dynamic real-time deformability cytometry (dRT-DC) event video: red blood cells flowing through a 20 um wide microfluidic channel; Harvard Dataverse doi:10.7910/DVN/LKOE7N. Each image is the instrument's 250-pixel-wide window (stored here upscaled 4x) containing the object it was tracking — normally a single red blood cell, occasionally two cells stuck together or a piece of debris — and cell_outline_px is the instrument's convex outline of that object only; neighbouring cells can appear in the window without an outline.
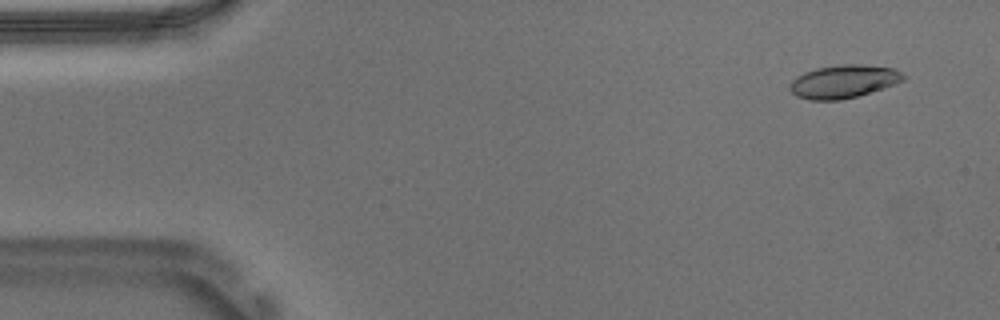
{"species": "Egyptian fruit bat (a non-hibernating species)", "species_latin": "Rousettus aegyptiacus", "temperature_condition": "warm", "stored_images_in_passage": 54, "camera_frame_rate_fps": 3000, "um_per_image_px": 0.085, "animal": {"sex": "male"}, "frame": {"image": 1, "passage_image": 4, "time_ms": 1.0, "image_size_px": [1000, 320], "cell_outline_px": [[908, 76], [904, 80], [856, 96], [840, 100], [808, 100], [796, 96], [788, 88], [788, 84], [796, 76], [804, 72], [816, 68], [840, 64], [860, 64], [892, 68]], "centroid_in_image_um": [71.63, 6.92], "position_along_channel_um": 13.4, "area_um2": 21.79}}
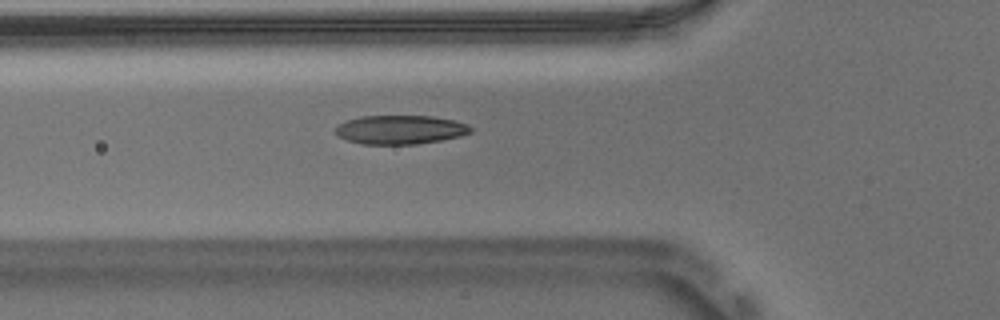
{"frame": {"image": 2, "passage_image": 19, "time_ms": 6.0, "image_size_px": [1000, 320], "cell_outline_px": [[472, 132], [460, 136], [440, 140], [416, 144], [360, 144], [348, 140], [340, 136], [336, 132], [336, 128], [340, 124], [348, 120], [360, 116], [432, 116], [452, 120], [468, 124], [472, 128]], "centroid_in_image_um": [34.05, 11.02], "position_along_channel_um": 91.8, "area_um2": 22.54}}
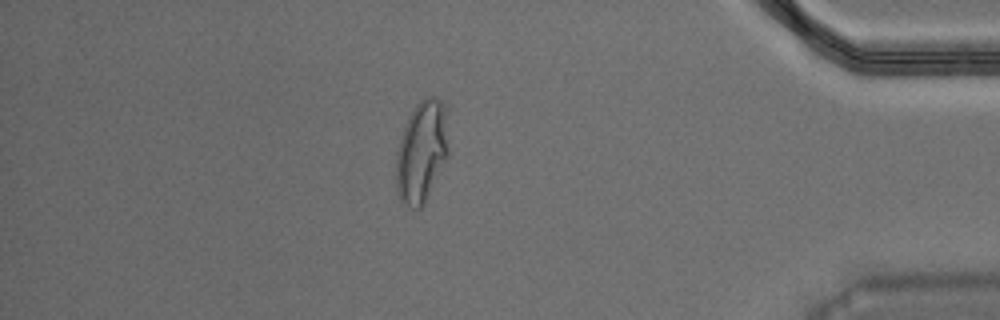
{"frame": {"image": 3, "passage_image": 47, "time_ms": 15.333, "image_size_px": [1000, 320], "cell_outline_px": [[448, 156], [424, 204], [420, 208], [412, 208], [404, 204], [396, 192], [396, 152], [404, 124], [408, 116], [416, 104], [420, 100], [428, 96], [432, 96], [448, 104]], "centroid_in_image_um": [35.86, 12.83], "position_along_channel_um": 399.3, "area_um2": 31.79}, "authors_computed_cell_mechanics": {"area_um2": 22.6576, "velocity_mm_per_s": 3.7022, "shape_relaxation_time_tau1_ms": null, "shape_relaxation_time_tau2_ms": 0.7724, "deformation_change_tau1": null, "deformation_change_tau2": 0.0527}}